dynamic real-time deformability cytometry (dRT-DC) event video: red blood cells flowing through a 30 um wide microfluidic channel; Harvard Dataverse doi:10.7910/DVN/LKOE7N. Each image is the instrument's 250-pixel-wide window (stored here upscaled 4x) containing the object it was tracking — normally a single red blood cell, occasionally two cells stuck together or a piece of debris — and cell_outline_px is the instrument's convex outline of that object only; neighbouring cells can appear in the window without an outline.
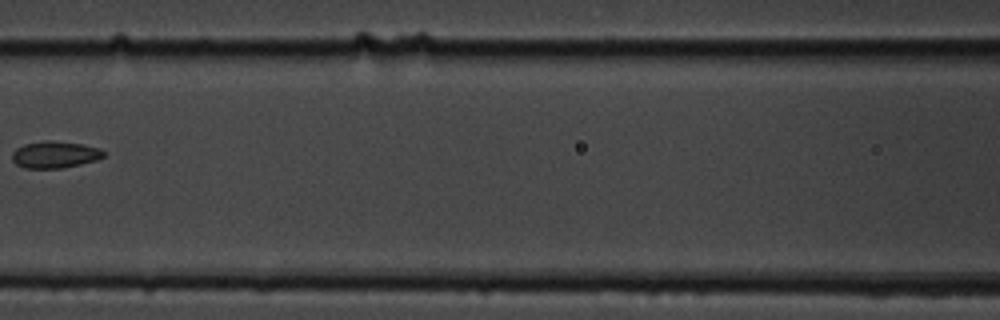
{"species": "common noctule bat (a hibernating species)", "species_latin": "Nyctalus noctula", "temperature_condition": "cold", "stored_images_in_passage": 12, "camera_frame_rate_fps": 3000, "um_per_image_px": 0.085, "animal": {"sex": "male", "body_mass_g": 19.5, "forearm_length_mm": 54.6}, "frame": {"image": 1, "passage_image": 4, "time_ms": 3.667, "image_size_px": [1000, 320], "cell_outline_px": [[104, 156], [96, 160], [64, 168], [24, 168], [16, 164], [12, 160], [12, 152], [16, 148], [24, 144], [44, 140], [52, 140], [84, 144], [100, 148], [104, 152]], "centroid_in_image_um": [4.65, 13.13], "position_along_channel_um": 161.9, "area_um2": 14.45}}
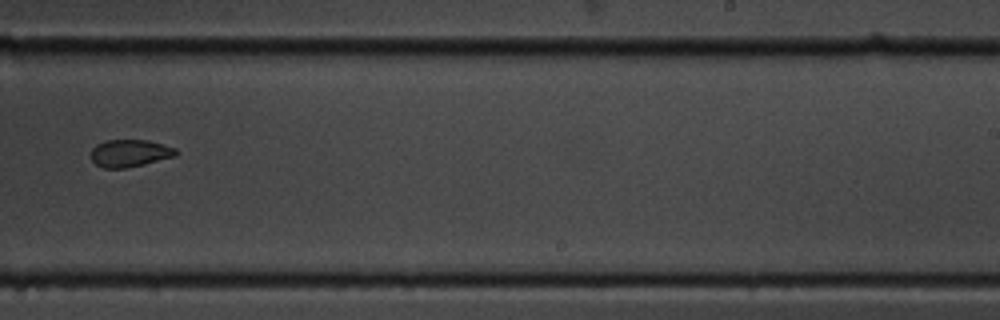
{"frame": {"image": 2, "passage_image": 7, "time_ms": 7.0, "image_size_px": [1000, 320], "cell_outline_px": [[176, 156], [144, 164], [124, 168], [104, 168], [96, 164], [92, 160], [92, 148], [96, 144], [104, 140], [148, 140], [176, 148]], "centroid_in_image_um": [11.02, 13.01], "position_along_channel_um": 278.0, "area_um2": 13.47}}
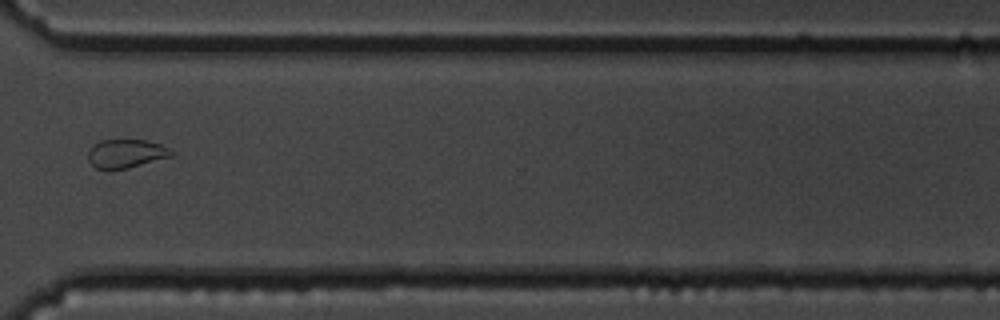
{"frame": {"image": 3, "passage_image": 9, "time_ms": 9.333, "image_size_px": [1000, 320], "cell_outline_px": [[176, 152], [172, 156], [128, 168], [108, 172], [96, 168], [88, 160], [88, 152], [92, 144], [100, 140], [144, 140], [160, 144]], "centroid_in_image_um": [10.67, 13.08], "position_along_channel_um": 359.9, "area_um2": 14.22}, "authors_computed_cell_mechanics": {"area_um2": 14.3055, "velocity_mm_per_s": 3.507, "shape_relaxation_time_tau1_ms": 5.6935, "shape_relaxation_time_tau2_ms": 3.0552, "deformation_change_tau1": 0.1031, "deformation_change_tau2": 0.0773}}